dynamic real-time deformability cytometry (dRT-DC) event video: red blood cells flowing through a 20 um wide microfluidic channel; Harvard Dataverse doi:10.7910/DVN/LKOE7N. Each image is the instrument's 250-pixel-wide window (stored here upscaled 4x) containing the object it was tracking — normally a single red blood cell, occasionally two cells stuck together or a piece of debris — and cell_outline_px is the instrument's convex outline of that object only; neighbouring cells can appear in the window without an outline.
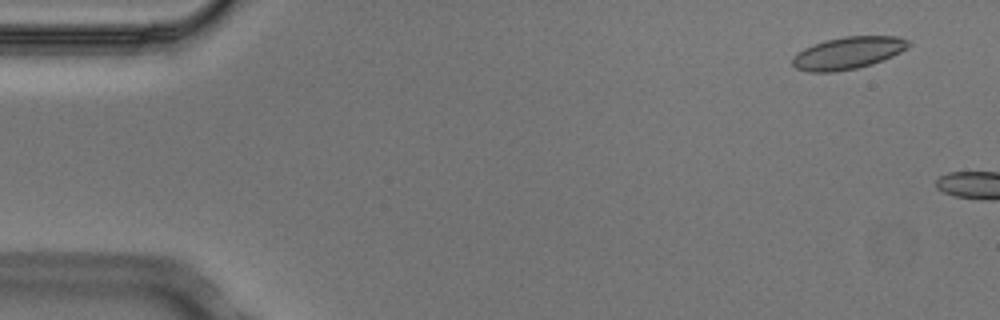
{"species": "Egyptian fruit bat (a non-hibernating species)", "species_latin": "Rousettus aegyptiacus", "temperature_condition": "cold", "stored_images_in_passage": 2, "camera_frame_rate_fps": 3000, "um_per_image_px": 0.085, "animal": {"sex": "male"}, "frame": {"image": 1, "passage_image": 1, "time_ms": 0.0, "image_size_px": [1000, 320], "cell_outline_px": [[912, 44], [908, 48], [892, 56], [872, 64], [856, 68], [836, 72], [808, 72], [796, 68], [792, 64], [792, 56], [804, 48], [812, 44], [824, 40], [844, 36], [896, 36], [908, 40]], "centroid_in_image_um": [72.06, 4.5], "position_along_channel_um": 12.9, "area_um2": 21.96}}